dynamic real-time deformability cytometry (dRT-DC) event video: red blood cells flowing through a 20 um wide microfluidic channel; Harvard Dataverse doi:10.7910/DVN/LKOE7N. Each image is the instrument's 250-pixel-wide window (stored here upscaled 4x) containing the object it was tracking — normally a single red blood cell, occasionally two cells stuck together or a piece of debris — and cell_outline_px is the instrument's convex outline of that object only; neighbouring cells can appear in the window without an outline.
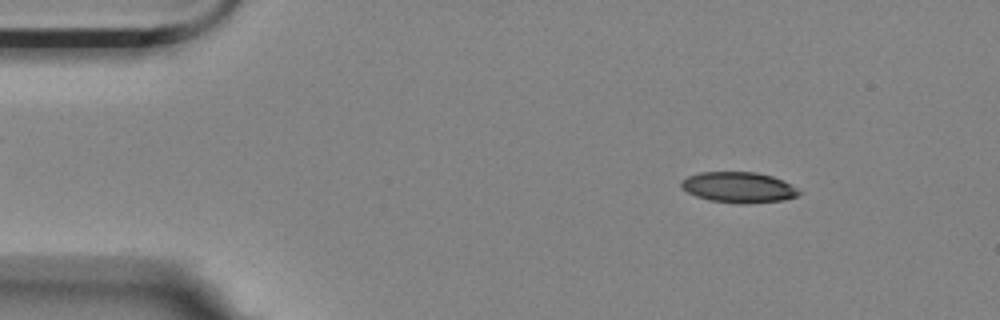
{"species": "Egyptian fruit bat (a non-hibernating species)", "species_latin": "Rousettus aegyptiacus", "temperature_condition": "room temperature", "stored_images_in_passage": 3, "camera_frame_rate_fps": 3000, "um_per_image_px": 0.085, "animal": {"sex": "female"}, "frame": {"image": 1, "passage_image": 1, "time_ms": 0.0, "image_size_px": [1000, 320], "cell_outline_px": [[804, 192], [796, 196], [784, 200], [748, 204], [740, 204], [712, 200], [696, 196], [680, 188], [680, 180], [688, 176], [700, 172], [756, 172], [772, 176], [792, 184]], "centroid_in_image_um": [62.8, 15.92], "position_along_channel_um": 22.2, "area_um2": 21.27}}